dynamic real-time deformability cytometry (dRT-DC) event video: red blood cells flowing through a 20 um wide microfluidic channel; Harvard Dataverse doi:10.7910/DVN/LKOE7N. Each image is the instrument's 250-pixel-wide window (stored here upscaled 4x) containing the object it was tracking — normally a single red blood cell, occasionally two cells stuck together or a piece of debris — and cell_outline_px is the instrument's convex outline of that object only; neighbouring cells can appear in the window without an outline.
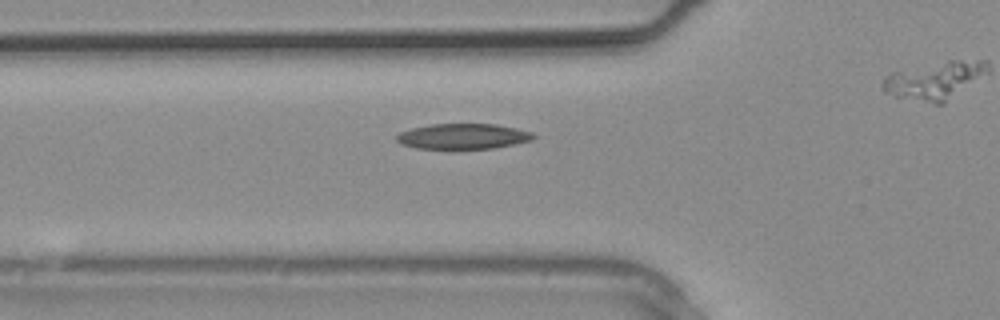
{"species": "common noctule bat (a hibernating species)", "species_latin": "Nyctalus noctula", "temperature_condition": "warm", "stored_images_in_passage": 4, "camera_frame_rate_fps": 3000, "um_per_image_px": 0.085, "animal": {"sex": "male", "body_mass_g": 20.4}, "frame": {"image": 1, "passage_image": 3, "time_ms": 0.667, "image_size_px": [1000, 320], "cell_outline_px": [[536, 136], [532, 140], [516, 144], [492, 148], [416, 148], [400, 144], [396, 140], [396, 136], [400, 132], [412, 128], [432, 124], [496, 124], [516, 128], [532, 132]], "centroid_in_image_um": [39.37, 11.58], "position_along_channel_um": 86.4, "area_um2": 20.17}}